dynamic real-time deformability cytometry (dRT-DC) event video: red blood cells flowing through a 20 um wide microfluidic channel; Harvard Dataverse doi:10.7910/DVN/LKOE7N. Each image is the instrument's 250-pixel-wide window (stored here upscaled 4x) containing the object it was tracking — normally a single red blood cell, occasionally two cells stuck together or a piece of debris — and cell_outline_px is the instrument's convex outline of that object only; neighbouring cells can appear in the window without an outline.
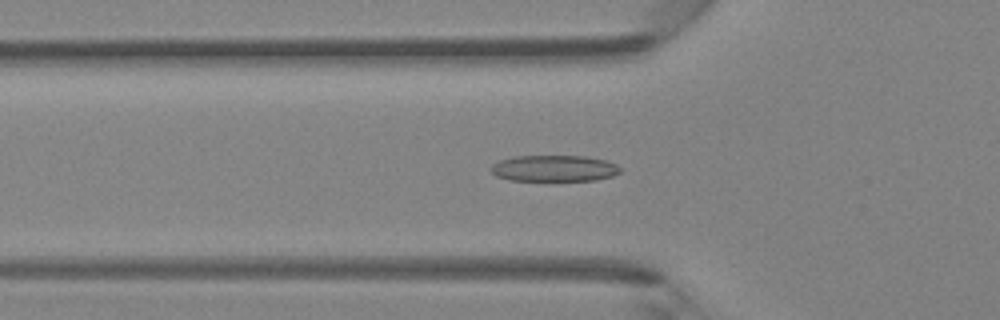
{"species": "Egyptian fruit bat (a non-hibernating species)", "species_latin": "Rousettus aegyptiacus", "temperature_condition": "room temperature", "stored_images_in_passage": 34, "segment_of_instrument_passage": [1, 2], "camera_frame_rate_fps": 3000, "um_per_image_px": 0.085, "animal": {"sex": "female"}, "frame": {"image": 1, "passage_image": 2, "time_ms": 0.333, "image_size_px": [1000, 320], "cell_outline_px": [[620, 172], [612, 176], [596, 180], [508, 180], [496, 176], [492, 172], [492, 164], [500, 160], [512, 156], [584, 156], [604, 160], [616, 164], [620, 168]], "centroid_in_image_um": [47.08, 14.3], "position_along_channel_um": 78.7, "area_um2": 19.65}}
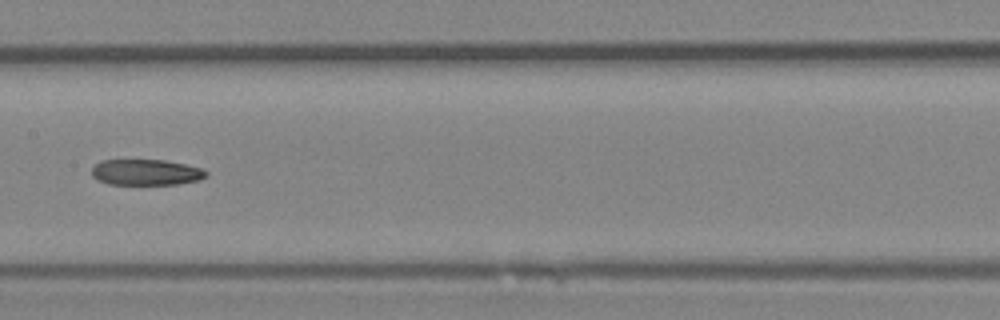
{"frame": {"image": 2, "passage_image": 10, "time_ms": 3.0, "image_size_px": [1000, 320], "cell_outline_px": [[208, 176], [200, 180], [180, 184], [108, 184], [96, 180], [92, 176], [92, 168], [100, 160], [164, 160], [204, 168], [208, 172]], "centroid_in_image_um": [12.44, 14.65], "position_along_channel_um": 195.0, "area_um2": 17.46}}
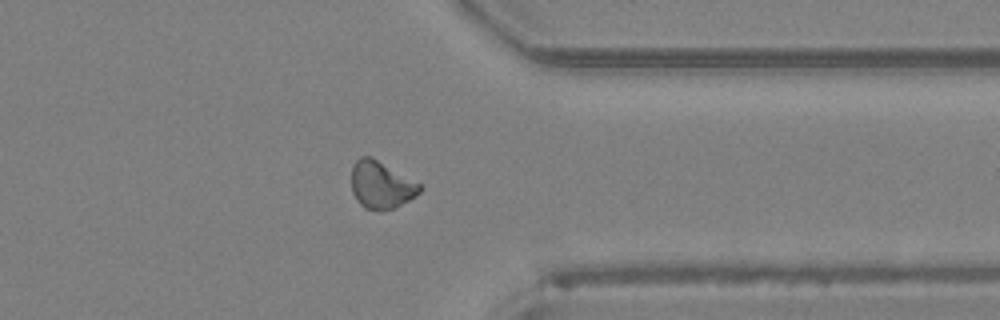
{"frame": {"image": 3, "passage_image": 23, "time_ms": 7.333, "image_size_px": [1000, 320], "cell_outline_px": [[420, 192], [416, 196], [396, 208], [364, 208], [356, 200], [352, 192], [352, 168], [356, 160], [360, 156], [372, 156], [420, 184]], "centroid_in_image_um": [32.38, 15.69], "position_along_channel_um": 379.0, "area_um2": 18.55}}